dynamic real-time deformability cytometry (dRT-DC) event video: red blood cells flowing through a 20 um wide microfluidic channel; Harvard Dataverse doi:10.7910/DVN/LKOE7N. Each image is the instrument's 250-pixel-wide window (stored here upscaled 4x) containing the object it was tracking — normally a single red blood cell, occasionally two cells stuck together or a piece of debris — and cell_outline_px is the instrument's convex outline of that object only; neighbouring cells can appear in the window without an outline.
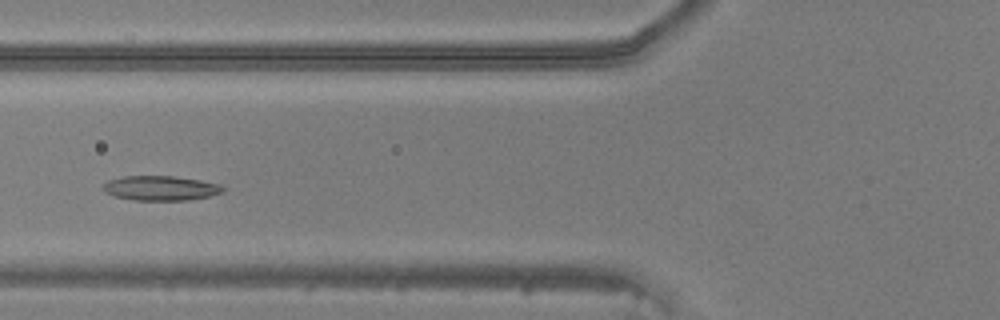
{"species": "common noctule bat (a hibernating species)", "species_latin": "Nyctalus noctula", "temperature_condition": "warm", "stored_images_in_passage": 42, "camera_frame_rate_fps": 3000, "um_per_image_px": 0.085, "animal": {"sex": "male", "body_mass_g": 20.5, "forearm_length_mm": 52.5}, "frame": {"image": 1, "passage_image": 13, "time_ms": 4.0, "image_size_px": [1000, 320], "cell_outline_px": [[224, 192], [208, 196], [188, 200], [132, 200], [116, 196], [104, 192], [104, 184], [108, 180], [124, 176], [172, 176], [200, 180], [220, 184], [224, 188]], "centroid_in_image_um": [13.66, 15.99], "position_along_channel_um": 112.1, "area_um2": 17.11}}
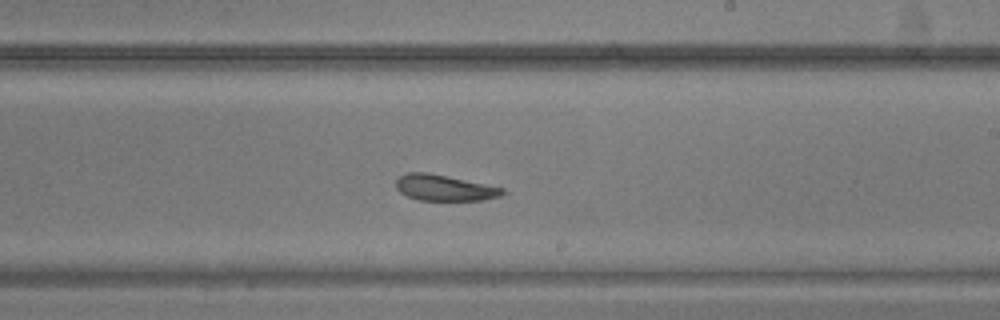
{"frame": {"image": 2, "passage_image": 23, "time_ms": 7.333, "image_size_px": [1000, 320], "cell_outline_px": [[508, 192], [500, 196], [484, 200], [420, 200], [408, 196], [400, 192], [396, 188], [396, 180], [400, 176], [408, 172], [428, 172], [504, 188]], "centroid_in_image_um": [37.79, 15.96], "position_along_channel_um": 251.2, "area_um2": 16.07}}
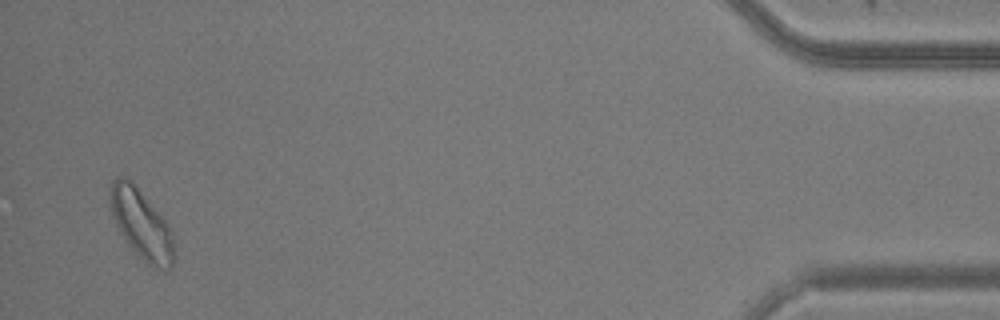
{"frame": {"image": 3, "passage_image": 41, "time_ms": 13.333, "image_size_px": [1000, 320], "cell_outline_px": [[172, 264], [168, 268], [160, 268], [144, 260], [128, 244], [120, 232], [116, 224], [112, 212], [108, 196], [108, 192], [112, 180], [116, 176], [120, 176], [132, 180], [136, 184], [164, 220], [172, 232]], "centroid_in_image_um": [11.94, 18.94], "position_along_channel_um": 423.3, "area_um2": 25.14}}